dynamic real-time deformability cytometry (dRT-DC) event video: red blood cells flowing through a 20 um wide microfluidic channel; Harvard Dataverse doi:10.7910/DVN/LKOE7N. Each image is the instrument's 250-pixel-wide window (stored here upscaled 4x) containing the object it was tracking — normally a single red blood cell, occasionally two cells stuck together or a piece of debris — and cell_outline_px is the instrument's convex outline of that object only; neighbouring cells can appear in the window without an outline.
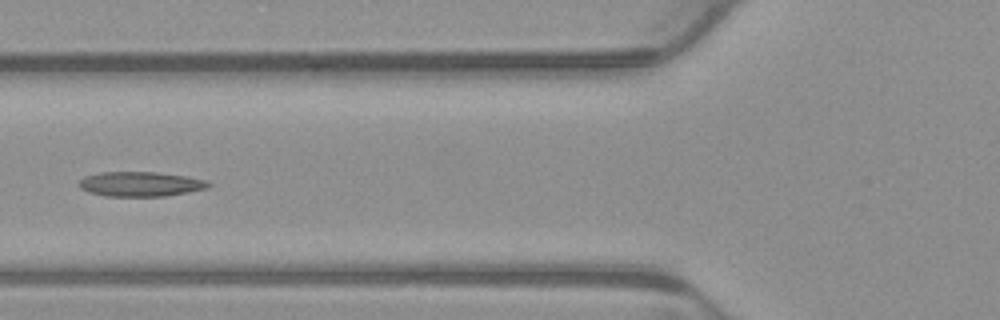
{"species": "common noctule bat (a hibernating species)", "species_latin": "Nyctalus noctula", "temperature_condition": "warm", "stored_images_in_passage": 5, "camera_frame_rate_fps": 3000, "um_per_image_px": 0.085, "animal": {"sex": "male", "body_mass_g": 23.1, "forearm_length_mm": 52.7}, "frame": {"image": 1, "passage_image": 5, "time_ms": 1.333, "image_size_px": [1000, 320], "cell_outline_px": [[212, 184], [208, 188], [188, 192], [164, 196], [104, 196], [88, 192], [80, 188], [80, 180], [84, 176], [100, 172], [156, 172], [188, 176], [208, 180]], "centroid_in_image_um": [11.97, 15.64], "position_along_channel_um": 113.8, "area_um2": 18.79}}